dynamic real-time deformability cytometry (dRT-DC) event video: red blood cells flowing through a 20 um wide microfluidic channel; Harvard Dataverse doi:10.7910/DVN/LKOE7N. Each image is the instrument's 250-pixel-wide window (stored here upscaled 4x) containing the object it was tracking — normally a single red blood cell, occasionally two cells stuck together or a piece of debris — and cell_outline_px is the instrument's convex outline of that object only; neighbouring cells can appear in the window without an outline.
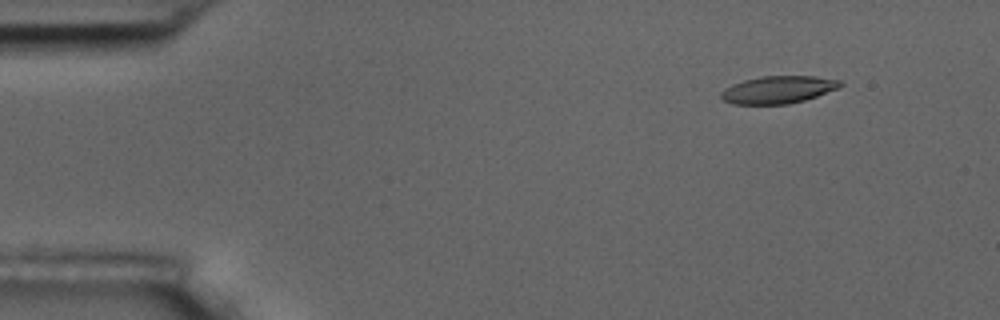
{"species": "common noctule bat (a hibernating species)", "species_latin": "Nyctalus noctula", "temperature_condition": "room temperature", "stored_images_in_passage": 4, "camera_frame_rate_fps": 3000, "um_per_image_px": 0.085, "animal": {"sex": "male", "body_mass_g": 17.5, "forearm_length_mm": 52.3}, "frame": {"image": 1, "passage_image": 2, "time_ms": 1.333, "image_size_px": [1000, 320], "cell_outline_px": [[844, 84], [840, 88], [804, 100], [788, 104], [732, 104], [724, 100], [720, 96], [720, 92], [724, 88], [732, 84], [744, 80], [760, 76], [816, 76], [840, 80]], "centroid_in_image_um": [66.15, 7.62], "position_along_channel_um": 18.9, "area_um2": 19.19}}
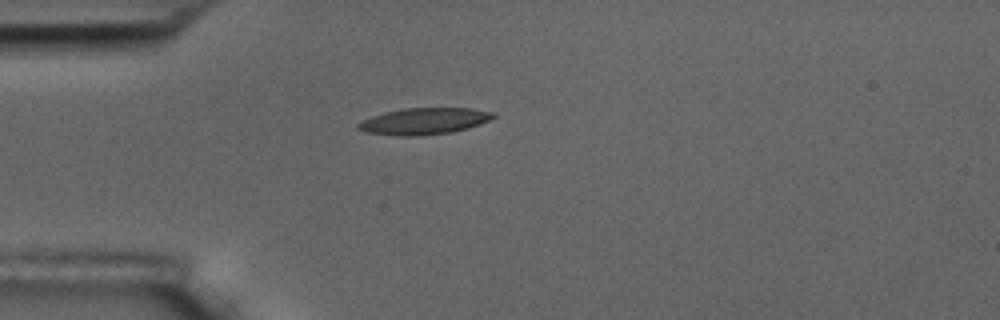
{"frame": {"image": 2, "passage_image": 4, "time_ms": 4.333, "image_size_px": [1000, 320], "cell_outline_px": [[496, 116], [480, 124], [468, 128], [452, 132], [416, 136], [396, 136], [368, 132], [356, 128], [356, 124], [372, 116], [384, 112], [404, 108], [472, 108], [492, 112]], "centroid_in_image_um": [36.04, 10.3], "position_along_channel_um": 49.0, "area_um2": 20.81}}